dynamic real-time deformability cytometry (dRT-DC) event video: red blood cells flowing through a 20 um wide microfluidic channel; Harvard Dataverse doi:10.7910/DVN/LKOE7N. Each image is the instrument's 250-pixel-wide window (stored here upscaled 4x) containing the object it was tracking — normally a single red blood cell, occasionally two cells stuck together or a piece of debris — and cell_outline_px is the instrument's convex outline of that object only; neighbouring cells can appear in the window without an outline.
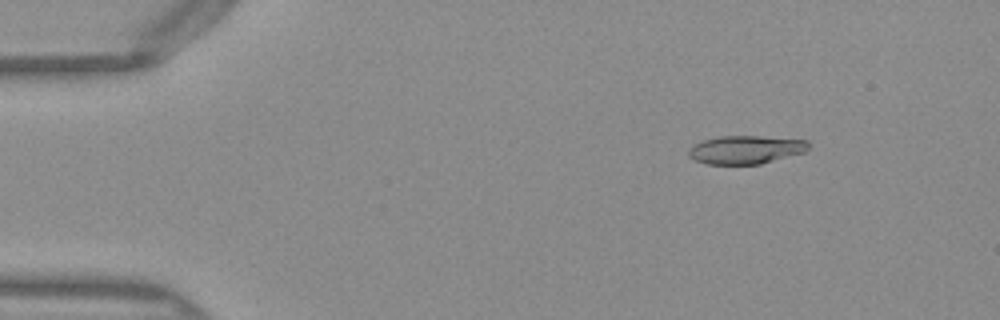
{"species": "Egyptian fruit bat (a non-hibernating species)", "species_latin": "Rousettus aegyptiacus", "temperature_condition": "warm", "stored_images_in_passage": 50, "camera_frame_rate_fps": 3000, "um_per_image_px": 0.085, "frame": {"image": 1, "passage_image": 7, "time_ms": 2.0, "image_size_px": [1000, 320], "cell_outline_px": [[808, 148], [804, 152], [760, 164], [708, 164], [696, 160], [688, 156], [688, 148], [704, 140], [720, 136], [760, 136], [808, 140]], "centroid_in_image_um": [63.38, 12.72], "position_along_channel_um": 21.6, "area_um2": 19.59}}
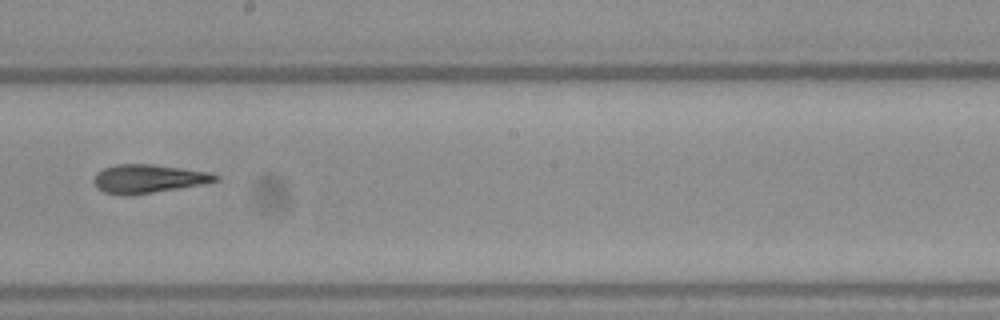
{"frame": {"image": 2, "passage_image": 29, "time_ms": 9.333, "image_size_px": [1000, 320], "cell_outline_px": [[220, 180], [208, 184], [128, 196], [124, 196], [104, 192], [96, 188], [92, 180], [96, 172], [104, 168], [116, 164], [152, 164], [208, 172], [220, 176]], "centroid_in_image_um": [12.6, 15.2], "position_along_channel_um": 235.6, "area_um2": 20.58}}
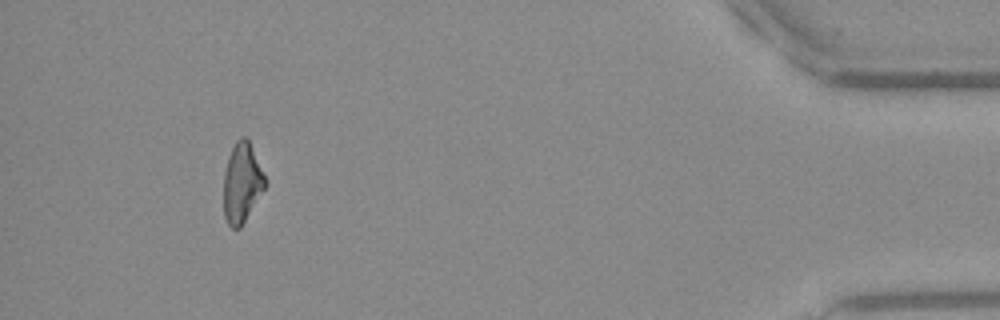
{"frame": {"image": 3, "passage_image": 47, "time_ms": 15.333, "image_size_px": [1000, 320], "cell_outline_px": [[268, 184], [240, 228], [232, 228], [228, 224], [224, 216], [224, 172], [228, 156], [236, 140], [240, 136], [244, 136], [248, 140]], "centroid_in_image_um": [20.56, 15.55], "position_along_channel_um": 414.6, "area_um2": 19.13}, "authors_computed_cell_mechanics": {"area_um2": 20.1144, "velocity_mm_per_s": 4.0552, "shape_relaxation_time_tau1_ms": 11.3141, "shape_relaxation_time_tau2_ms": 2.4774, "deformation_change_tau1": 0.2842, "deformation_change_tau2": 0.1277}}